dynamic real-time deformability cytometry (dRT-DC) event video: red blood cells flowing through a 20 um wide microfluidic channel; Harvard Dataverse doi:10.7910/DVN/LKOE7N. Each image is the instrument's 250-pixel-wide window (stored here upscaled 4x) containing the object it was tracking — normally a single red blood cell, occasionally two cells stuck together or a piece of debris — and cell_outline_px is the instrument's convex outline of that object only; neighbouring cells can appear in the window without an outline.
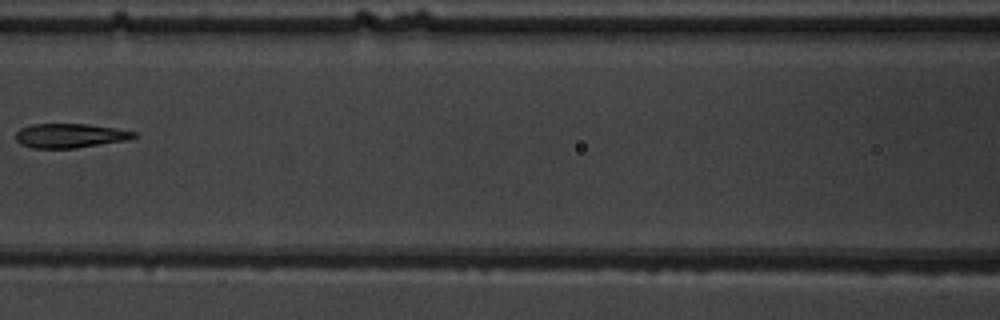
{"species": "common noctule bat (a hibernating species)", "species_latin": "Nyctalus noctula", "temperature_condition": "warm", "stored_images_in_passage": 6, "camera_frame_rate_fps": 3000, "um_per_image_px": 0.085, "animal": {"sex": "male", "body_mass_g": 19.5, "forearm_length_mm": 54.6}, "frame": {"image": 1, "passage_image": 5, "time_ms": 4.667, "image_size_px": [1000, 320], "cell_outline_px": [[136, 136], [128, 140], [76, 148], [32, 148], [20, 144], [16, 140], [16, 132], [20, 128], [32, 124], [88, 124], [116, 128], [136, 132]], "centroid_in_image_um": [5.94, 11.53], "position_along_channel_um": 160.7, "area_um2": 16.76}}
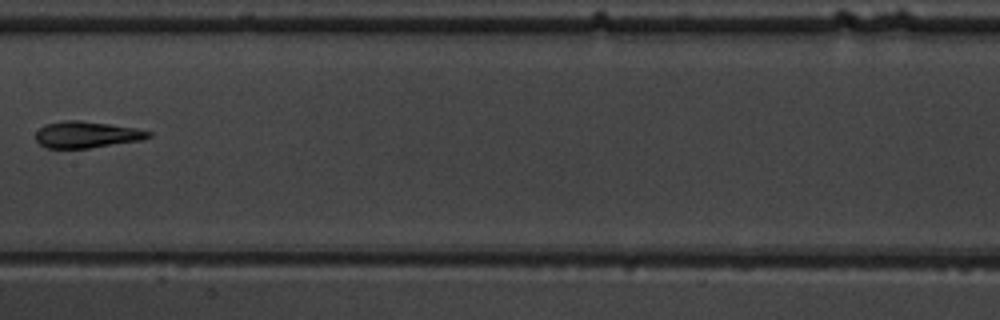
{"frame": {"image": 2, "passage_image": 6, "time_ms": 5.667, "image_size_px": [1000, 320], "cell_outline_px": [[152, 136], [140, 140], [88, 148], [44, 148], [36, 140], [36, 132], [44, 124], [64, 120], [80, 120], [136, 128], [152, 132]], "centroid_in_image_um": [7.33, 11.44], "position_along_channel_um": 200.1, "area_um2": 17.34}}